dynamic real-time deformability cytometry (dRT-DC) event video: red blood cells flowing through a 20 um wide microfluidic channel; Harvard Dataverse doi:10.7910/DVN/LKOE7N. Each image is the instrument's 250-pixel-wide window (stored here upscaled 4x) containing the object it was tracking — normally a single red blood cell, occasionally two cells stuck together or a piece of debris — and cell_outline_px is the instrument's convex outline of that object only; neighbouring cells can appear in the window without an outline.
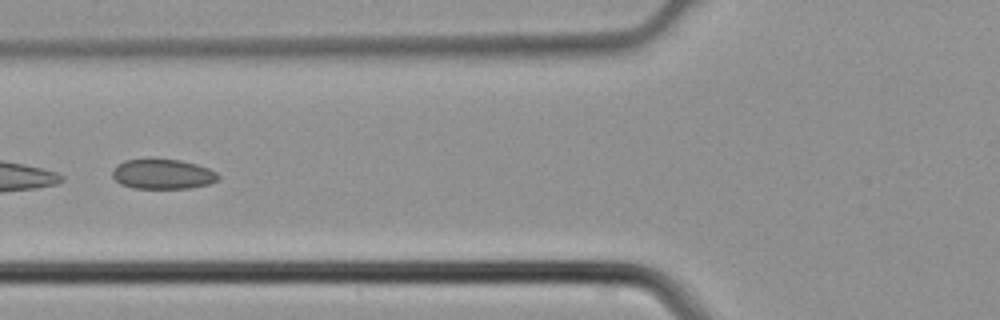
{"species": "common noctule bat (a hibernating species)", "species_latin": "Nyctalus noctula", "temperature_condition": "cold", "stored_images_in_passage": 5, "camera_frame_rate_fps": 3000, "um_per_image_px": 0.085, "animal": {"sex": "male", "body_mass_g": 21.5, "forearm_length_mm": 52.0}, "frame": {"image": 1, "passage_image": 4, "time_ms": 1.0, "image_size_px": [1000, 320], "cell_outline_px": [[220, 180], [208, 184], [192, 188], [132, 188], [120, 184], [112, 176], [112, 168], [116, 164], [124, 160], [152, 156], [180, 160], [196, 164], [208, 168], [216, 172], [220, 176]], "centroid_in_image_um": [13.79, 14.76], "position_along_channel_um": 112.0, "area_um2": 19.25}}
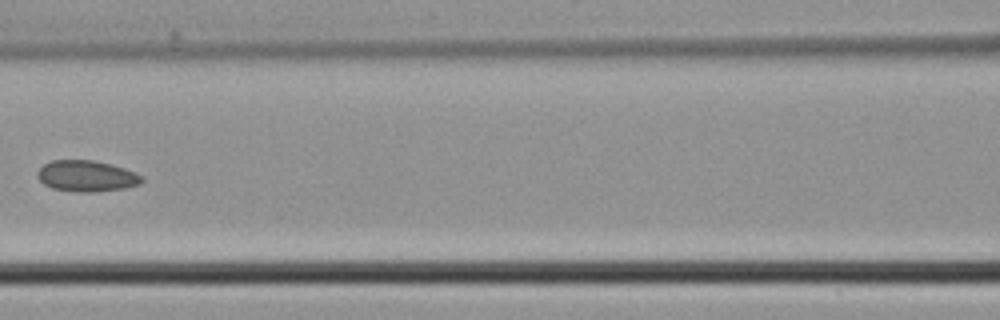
{"frame": {"image": 2, "passage_image": 5, "time_ms": 1.333, "image_size_px": [1000, 320], "cell_outline_px": [[144, 180], [140, 184], [124, 188], [92, 192], [76, 192], [52, 188], [44, 184], [36, 176], [36, 172], [44, 164], [52, 160], [92, 160], [124, 168], [136, 172], [144, 176]], "centroid_in_image_um": [7.36, 14.96], "position_along_channel_um": 159.2, "area_um2": 18.96}}